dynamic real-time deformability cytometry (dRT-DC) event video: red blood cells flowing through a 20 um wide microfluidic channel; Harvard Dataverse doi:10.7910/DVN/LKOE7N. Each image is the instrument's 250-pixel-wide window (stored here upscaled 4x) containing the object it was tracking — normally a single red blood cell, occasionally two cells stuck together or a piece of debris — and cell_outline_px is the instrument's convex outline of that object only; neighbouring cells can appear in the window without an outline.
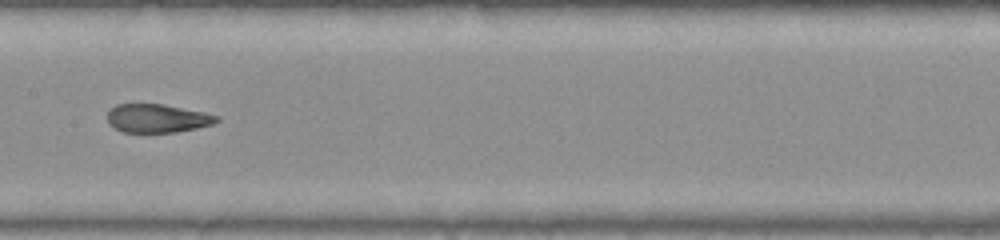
{"species": "common noctule bat (a hibernating species)", "species_latin": "Nyctalus noctula", "temperature_condition": "warm", "stored_images_in_passage": 38, "camera_frame_rate_fps": 3000, "um_per_image_px": 0.085, "animal": {"sex": "female", "body_mass_g": 22.0, "forearm_length_mm": 56.7}, "frame": {"image": 1, "passage_image": 12, "time_ms": 3.667, "image_size_px": [1000, 240], "cell_outline_px": [[220, 120], [212, 124], [196, 128], [176, 132], [124, 132], [108, 124], [108, 112], [116, 104], [164, 104], [204, 112], [220, 116]], "centroid_in_image_um": [13.39, 10.05], "position_along_channel_um": 194.0, "area_um2": 18.09}}
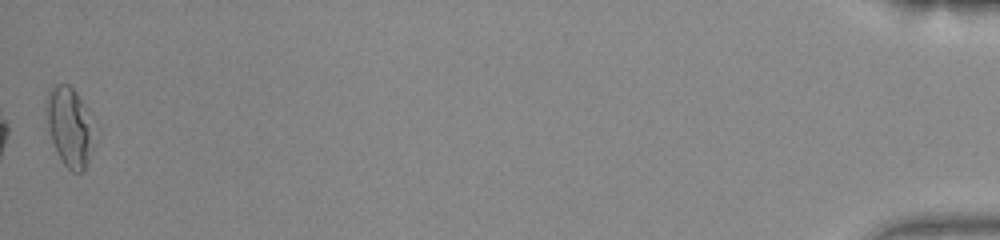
{"frame": {"image": 2, "passage_image": 38, "time_ms": 12.333, "image_size_px": [1000, 240], "cell_outline_px": [[92, 148], [88, 160], [84, 168], [80, 172], [72, 172], [60, 160], [56, 152], [48, 128], [48, 92], [52, 84], [68, 84], [76, 92], [84, 108]], "centroid_in_image_um": [5.84, 10.8], "position_along_channel_um": 429.4, "area_um2": 20.52}, "authors_computed_cell_mechanics": {"area_um2": 19.3052, "velocity_mm_per_s": 3.9104, "shape_relaxation_time_tau1_ms": null, "shape_relaxation_time_tau2_ms": 1.2587, "deformation_change_tau1": null, "deformation_change_tau2": 0.0922}}